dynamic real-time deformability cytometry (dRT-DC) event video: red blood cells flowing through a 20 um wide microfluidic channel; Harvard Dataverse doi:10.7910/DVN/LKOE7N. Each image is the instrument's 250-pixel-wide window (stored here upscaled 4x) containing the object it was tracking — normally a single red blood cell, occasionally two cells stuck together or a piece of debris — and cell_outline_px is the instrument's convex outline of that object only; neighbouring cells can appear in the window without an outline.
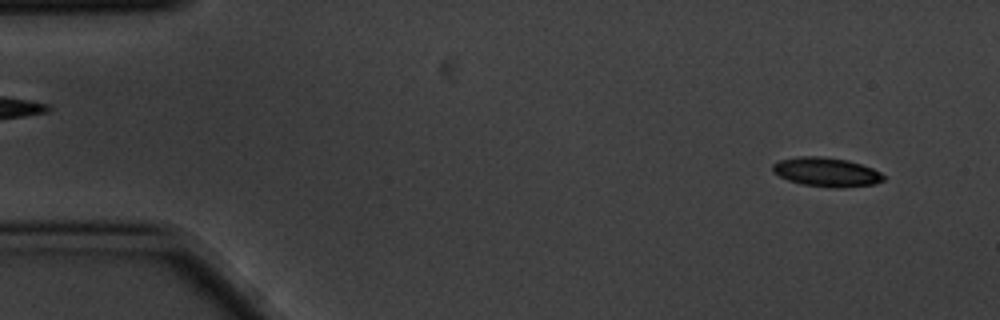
{"species": "common noctule bat (a hibernating species)", "species_latin": "Nyctalus noctula", "temperature_condition": "cold", "stored_images_in_passage": 8, "camera_frame_rate_fps": 3000, "um_per_image_px": 0.085, "animal": {"sex": "male", "body_mass_g": 20.1, "forearm_length_mm": 53.5}, "frame": {"image": 1, "passage_image": 1, "time_ms": 0.0, "image_size_px": [1000, 320], "cell_outline_px": [[884, 180], [876, 184], [840, 188], [828, 188], [804, 184], [788, 180], [772, 172], [772, 164], [780, 160], [796, 156], [820, 156], [848, 160], [872, 168], [880, 172], [884, 176]], "centroid_in_image_um": [70.24, 14.63], "position_along_channel_um": 14.8, "area_um2": 18.9}}
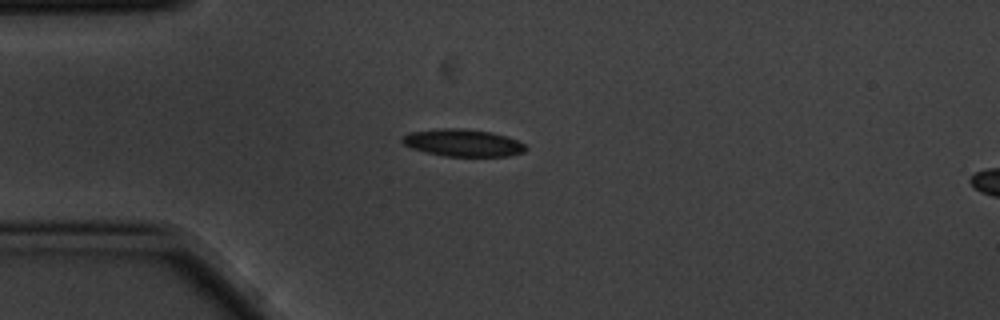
{"frame": {"image": 2, "passage_image": 4, "time_ms": 1.0, "image_size_px": [1000, 320], "cell_outline_px": [[528, 148], [524, 152], [508, 156], [444, 156], [412, 148], [404, 144], [400, 140], [400, 136], [408, 132], [440, 128], [464, 128], [492, 132], [516, 140], [524, 144]], "centroid_in_image_um": [39.31, 12.13], "position_along_channel_um": 45.7, "area_um2": 19.65}}